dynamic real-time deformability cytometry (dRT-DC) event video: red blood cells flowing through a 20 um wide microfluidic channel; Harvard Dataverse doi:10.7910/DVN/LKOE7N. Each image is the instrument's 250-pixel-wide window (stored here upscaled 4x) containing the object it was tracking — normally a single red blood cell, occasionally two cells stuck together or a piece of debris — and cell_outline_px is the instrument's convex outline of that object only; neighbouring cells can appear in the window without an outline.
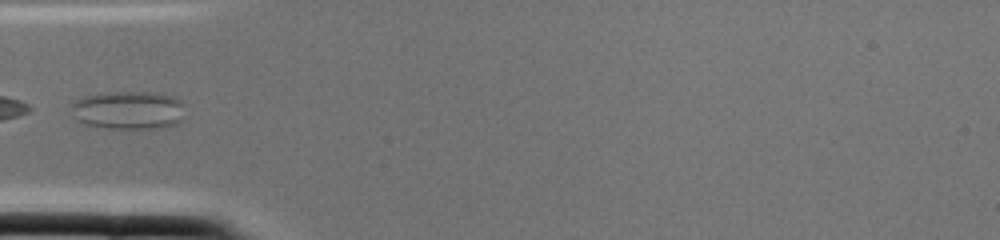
{"species": "common noctule bat (a hibernating species)", "species_latin": "Nyctalus noctula", "temperature_condition": "cold", "stored_images_in_passage": 2, "camera_frame_rate_fps": 3000, "um_per_image_px": 0.085, "animal": {"sex": "female", "body_mass_g": 22.0, "forearm_length_mm": 56.7}, "frame": {"image": 1, "passage_image": 2, "time_ms": 0.333, "image_size_px": [1000, 240], "cell_outline_px": [[184, 120], [176, 124], [164, 128], [108, 128], [84, 124], [76, 120], [68, 104], [72, 100], [80, 96], [100, 92], [156, 92], [176, 96], [184, 104]], "centroid_in_image_um": [10.9, 9.34], "position_along_channel_um": 74.1, "area_um2": 26.36}}